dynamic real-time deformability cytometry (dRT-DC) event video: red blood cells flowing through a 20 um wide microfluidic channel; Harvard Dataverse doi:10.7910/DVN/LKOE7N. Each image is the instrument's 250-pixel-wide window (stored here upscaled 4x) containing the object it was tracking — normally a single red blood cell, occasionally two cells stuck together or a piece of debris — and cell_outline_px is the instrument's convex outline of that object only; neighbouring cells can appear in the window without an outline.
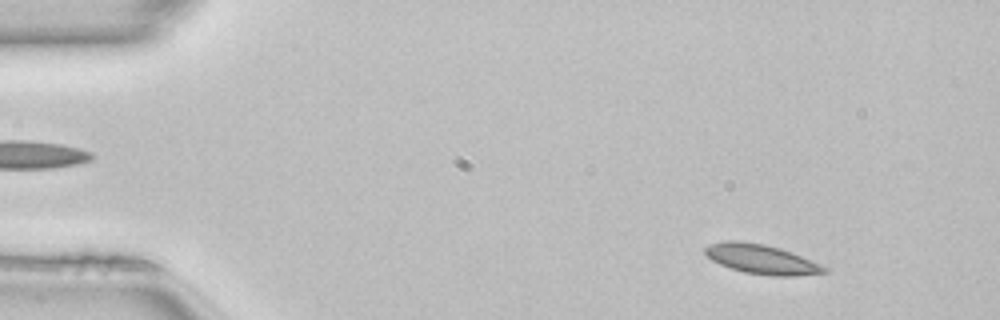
{"species": "common noctule bat (a hibernating species)", "species_latin": "Nyctalus noctula", "temperature_condition": "room temperature", "stored_images_in_passage": 49, "camera_frame_rate_fps": 3000, "um_per_image_px": 0.085, "animal": {"sex": "female", "body_mass_g": 22.7, "forearm_length_mm": 54.2}, "frame": {"image": 1, "passage_image": 5, "time_ms": 1.333, "image_size_px": [1000, 320], "cell_outline_px": [[828, 272], [796, 276], [772, 276], [744, 272], [720, 264], [712, 260], [704, 252], [704, 248], [712, 244], [724, 240], [740, 240], [764, 244], [780, 248], [792, 252], [820, 264], [828, 268]], "centroid_in_image_um": [64.74, 22.03], "position_along_channel_um": 20.3, "area_um2": 20.46}}
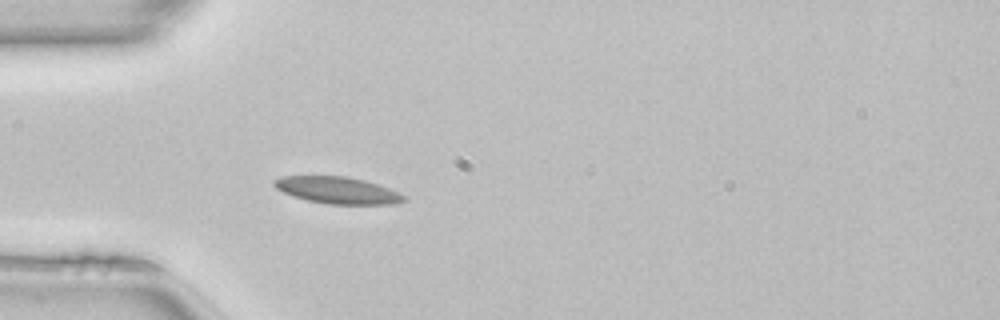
{"frame": {"image": 2, "passage_image": 14, "time_ms": 4.333, "image_size_px": [1000, 320], "cell_outline_px": [[408, 200], [396, 204], [328, 204], [308, 200], [292, 196], [276, 188], [272, 184], [272, 180], [284, 176], [348, 176], [364, 180], [388, 188], [404, 196]], "centroid_in_image_um": [28.67, 16.17], "position_along_channel_um": 56.3, "area_um2": 20.17}}
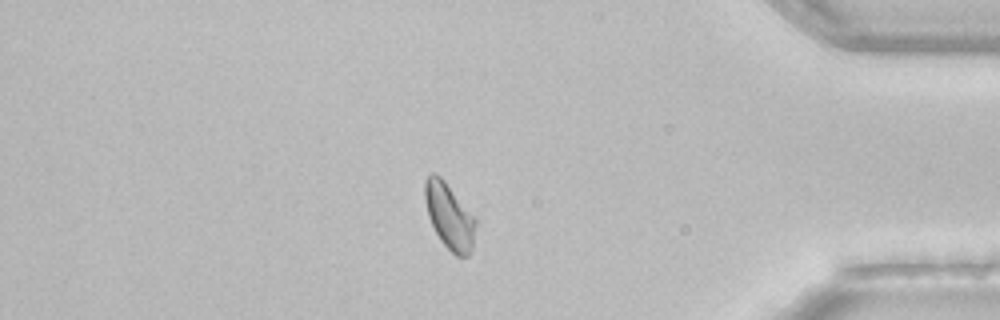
{"frame": {"image": 3, "passage_image": 42, "time_ms": 13.667, "image_size_px": [1000, 320], "cell_outline_px": [[476, 224], [472, 248], [468, 256], [456, 256], [440, 240], [428, 216], [424, 200], [424, 180], [432, 172], [436, 172], [444, 180], [476, 220]], "centroid_in_image_um": [38.16, 18.35], "position_along_channel_um": 397.0, "area_um2": 19.19}, "authors_computed_cell_mechanics": {"area_um2": 19.5942, "velocity_mm_per_s": 4.0789, "shape_relaxation_time_tau1_ms": 6.5366, "shape_relaxation_time_tau2_ms": 3.6571, "deformation_change_tau1": 0.1454, "deformation_change_tau2": 0.0835}}